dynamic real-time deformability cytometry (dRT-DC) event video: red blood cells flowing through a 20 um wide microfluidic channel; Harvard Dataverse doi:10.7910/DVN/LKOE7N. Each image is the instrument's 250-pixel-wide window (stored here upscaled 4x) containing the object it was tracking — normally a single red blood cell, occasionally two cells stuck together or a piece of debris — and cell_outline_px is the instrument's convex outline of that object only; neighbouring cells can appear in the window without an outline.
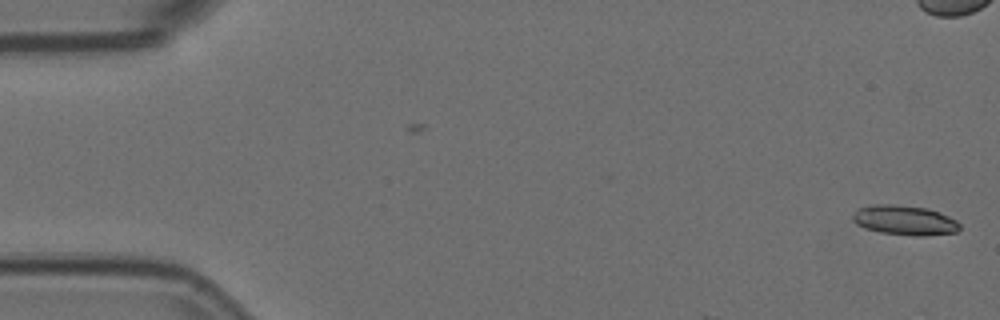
{"species": "Egyptian fruit bat (a non-hibernating species)", "species_latin": "Rousettus aegyptiacus", "temperature_condition": "room temperature", "stored_images_in_passage": 2, "camera_frame_rate_fps": 3000, "um_per_image_px": 0.085, "animal": {"sex": "female"}, "frame": {"image": 1, "passage_image": 2, "time_ms": 0.333, "image_size_px": [1000, 320], "cell_outline_px": [[960, 228], [956, 232], [924, 236], [916, 236], [880, 232], [864, 228], [856, 224], [852, 220], [852, 216], [860, 208], [868, 204], [892, 204], [924, 208], [948, 216], [956, 220], [960, 224]], "centroid_in_image_um": [76.86, 18.72], "position_along_channel_um": 8.1, "area_um2": 18.38}}